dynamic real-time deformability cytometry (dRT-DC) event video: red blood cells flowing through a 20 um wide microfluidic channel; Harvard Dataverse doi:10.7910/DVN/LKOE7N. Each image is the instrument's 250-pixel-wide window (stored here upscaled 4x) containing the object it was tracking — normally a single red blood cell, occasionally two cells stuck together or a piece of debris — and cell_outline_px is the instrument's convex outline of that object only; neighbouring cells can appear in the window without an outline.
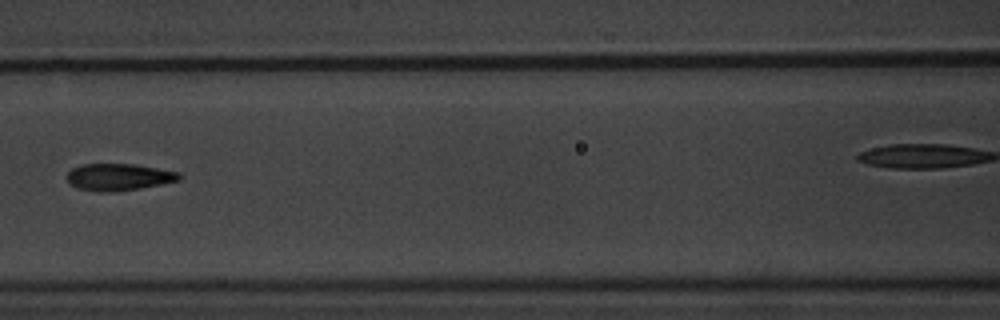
{"species": "common noctule bat (a hibernating species)", "species_latin": "Nyctalus noctula", "temperature_condition": "warm", "stored_images_in_passage": 7, "segment_of_instrument_passage": [1, 2], "camera_frame_rate_fps": 3000, "um_per_image_px": 0.085, "animal": {"sex": "male", "body_mass_g": 20.1, "forearm_length_mm": 53.5}, "frame": {"image": 1, "passage_image": 6, "time_ms": 5.667, "image_size_px": [1000, 320], "cell_outline_px": [[184, 176], [180, 180], [140, 188], [112, 192], [100, 192], [76, 188], [68, 184], [68, 172], [72, 168], [84, 164], [136, 164], [180, 172]], "centroid_in_image_um": [10.11, 15.05], "position_along_channel_um": 156.5, "area_um2": 17.74}}